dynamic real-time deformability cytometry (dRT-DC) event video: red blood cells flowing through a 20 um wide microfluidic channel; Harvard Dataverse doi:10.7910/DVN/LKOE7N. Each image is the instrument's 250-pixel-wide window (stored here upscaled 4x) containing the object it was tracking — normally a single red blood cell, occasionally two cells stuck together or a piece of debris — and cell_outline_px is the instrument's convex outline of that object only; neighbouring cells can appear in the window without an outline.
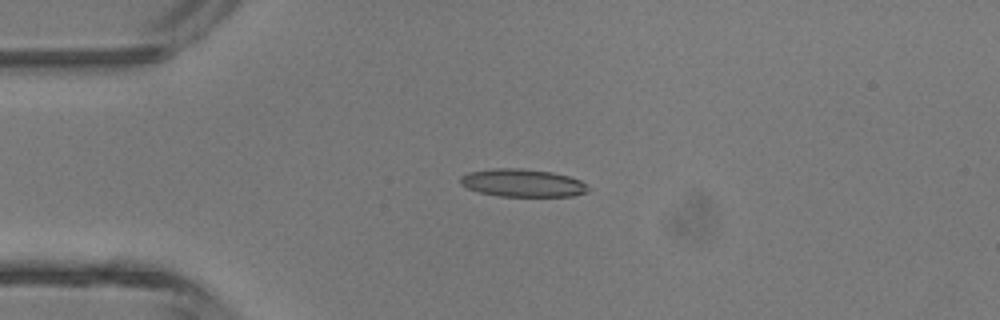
{"species": "common noctule bat (a hibernating species)", "species_latin": "Nyctalus noctula", "temperature_condition": "room temperature", "stored_images_in_passage": 3, "camera_frame_rate_fps": 3000, "um_per_image_px": 0.085, "animal": {"sex": "male", "body_mass_g": 13.3}, "frame": {"image": 1, "passage_image": 3, "time_ms": 2.333, "image_size_px": [1000, 320], "cell_outline_px": [[588, 192], [572, 196], [500, 196], [480, 192], [468, 188], [460, 184], [460, 176], [468, 172], [492, 168], [520, 168], [552, 172], [568, 176], [580, 180], [588, 184]], "centroid_in_image_um": [44.42, 15.54], "position_along_channel_um": 40.6, "area_um2": 20.75}}